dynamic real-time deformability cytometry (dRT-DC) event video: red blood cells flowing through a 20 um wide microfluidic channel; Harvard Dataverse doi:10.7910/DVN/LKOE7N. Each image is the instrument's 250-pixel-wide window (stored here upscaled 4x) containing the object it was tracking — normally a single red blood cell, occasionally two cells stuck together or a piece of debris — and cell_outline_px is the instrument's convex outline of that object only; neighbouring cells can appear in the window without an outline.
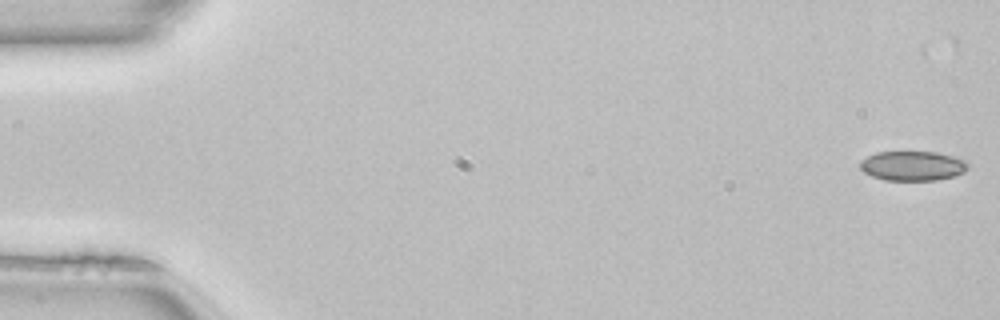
{"species": "common noctule bat (a hibernating species)", "species_latin": "Nyctalus noctula", "temperature_condition": "room temperature", "stored_images_in_passage": 39, "camera_frame_rate_fps": 3000, "um_per_image_px": 0.085, "animal": {"sex": "female", "body_mass_g": 22.7, "forearm_length_mm": 54.2}, "frame": {"image": 1, "passage_image": 1, "time_ms": 0.0, "image_size_px": [1000, 320], "cell_outline_px": [[968, 168], [964, 172], [952, 176], [936, 180], [884, 180], [872, 176], [864, 172], [860, 168], [860, 160], [876, 152], [936, 152], [968, 160]], "centroid_in_image_um": [77.57, 14.09], "position_along_channel_um": 7.4, "area_um2": 18.61}}
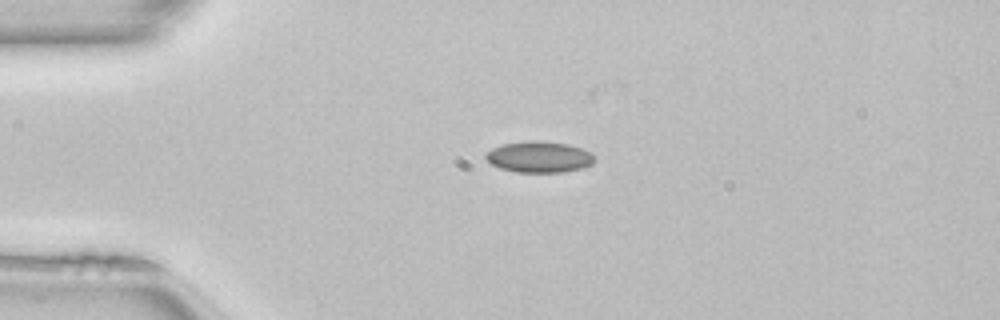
{"frame": {"image": 2, "passage_image": 12, "time_ms": 3.667, "image_size_px": [1000, 320], "cell_outline_px": [[596, 160], [592, 164], [580, 168], [564, 172], [516, 172], [500, 168], [492, 164], [484, 156], [484, 152], [492, 148], [504, 144], [532, 140], [544, 140], [568, 144], [592, 152]], "centroid_in_image_um": [45.84, 13.33], "position_along_channel_um": 39.2, "area_um2": 19.88}}
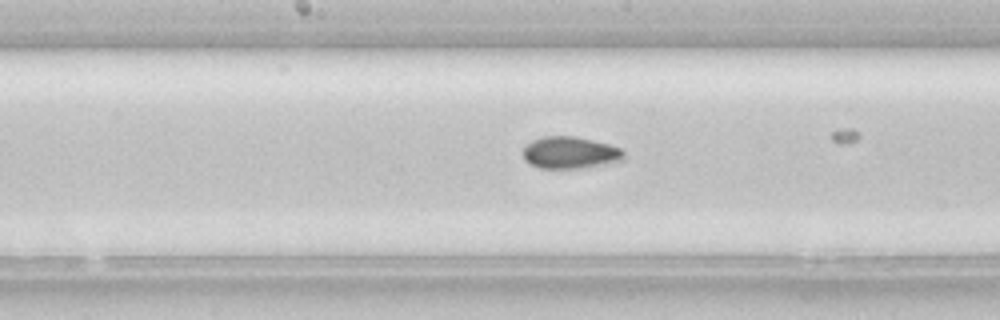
{"frame": {"image": 3, "passage_image": 26, "time_ms": 8.333, "image_size_px": [1000, 320], "cell_outline_px": [[624, 160], [580, 168], [540, 168], [528, 164], [524, 160], [524, 148], [532, 140], [544, 136], [572, 136], [592, 140], [608, 144], [620, 148], [624, 152]], "centroid_in_image_um": [48.44, 12.98], "position_along_channel_um": 199.8, "area_um2": 18.61}}